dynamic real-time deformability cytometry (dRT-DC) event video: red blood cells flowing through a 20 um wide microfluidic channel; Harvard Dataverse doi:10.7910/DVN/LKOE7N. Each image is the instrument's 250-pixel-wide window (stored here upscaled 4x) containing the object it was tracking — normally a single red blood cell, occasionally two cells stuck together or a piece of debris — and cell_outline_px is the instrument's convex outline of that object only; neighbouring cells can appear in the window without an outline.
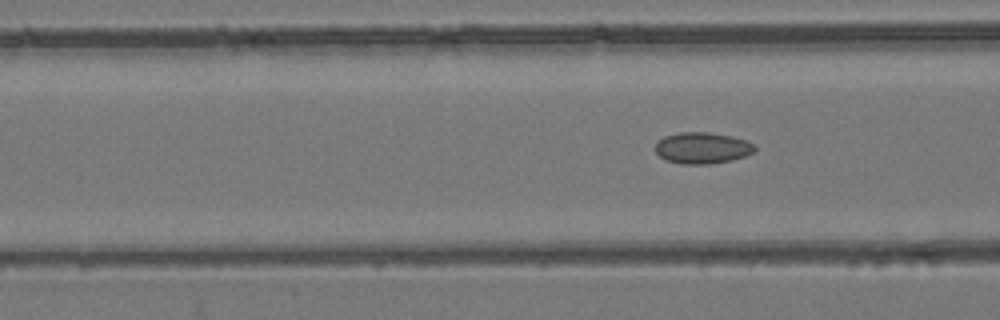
{"species": "common noctule bat (a hibernating species)", "species_latin": "Nyctalus noctula", "temperature_condition": "room temperature", "stored_images_in_passage": 7, "segment_of_instrument_passage": [2, 2], "camera_frame_rate_fps": 3000, "um_per_image_px": 0.085, "animal": {"sex": "female", "body_mass_g": 24.6, "forearm_length_mm": 56.2}, "frame": {"image": 1, "passage_image": 7, "time_ms": 7.667, "image_size_px": [1000, 320], "cell_outline_px": [[756, 148], [752, 152], [744, 156], [732, 160], [708, 164], [680, 164], [664, 160], [656, 152], [656, 144], [664, 136], [680, 132], [708, 132], [732, 136], [748, 140]], "centroid_in_image_um": [59.68, 12.58], "position_along_channel_um": 106.9, "area_um2": 18.15}}